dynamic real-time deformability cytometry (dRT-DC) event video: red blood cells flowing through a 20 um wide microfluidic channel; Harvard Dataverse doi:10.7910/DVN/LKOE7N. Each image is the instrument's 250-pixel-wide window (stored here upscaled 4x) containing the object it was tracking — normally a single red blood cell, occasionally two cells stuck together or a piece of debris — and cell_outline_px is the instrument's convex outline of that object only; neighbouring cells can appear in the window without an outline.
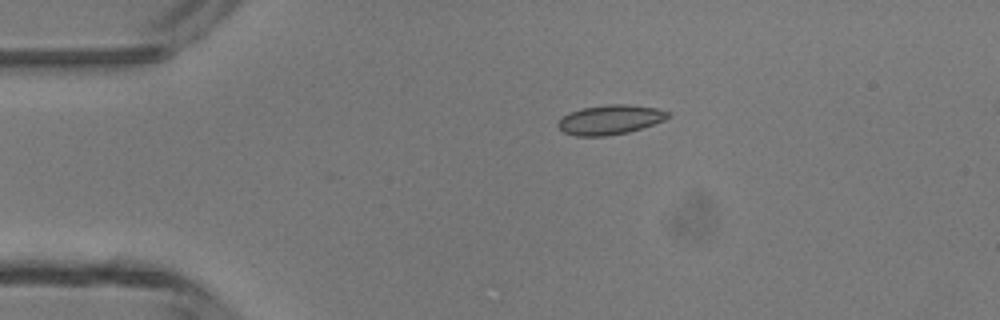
{"species": "common noctule bat (a hibernating species)", "species_latin": "Nyctalus noctula", "temperature_condition": "room temperature", "stored_images_in_passage": 5, "camera_frame_rate_fps": 3000, "um_per_image_px": 0.085, "animal": {"sex": "male", "body_mass_g": 13.3}, "frame": {"image": 1, "passage_image": 3, "time_ms": 2.333, "image_size_px": [1000, 320], "cell_outline_px": [[672, 116], [664, 120], [628, 132], [608, 136], [576, 136], [564, 132], [556, 124], [564, 116], [580, 108], [608, 104], [628, 104], [656, 108], [672, 112]], "centroid_in_image_um": [51.89, 10.17], "position_along_channel_um": 33.1, "area_um2": 18.9}}